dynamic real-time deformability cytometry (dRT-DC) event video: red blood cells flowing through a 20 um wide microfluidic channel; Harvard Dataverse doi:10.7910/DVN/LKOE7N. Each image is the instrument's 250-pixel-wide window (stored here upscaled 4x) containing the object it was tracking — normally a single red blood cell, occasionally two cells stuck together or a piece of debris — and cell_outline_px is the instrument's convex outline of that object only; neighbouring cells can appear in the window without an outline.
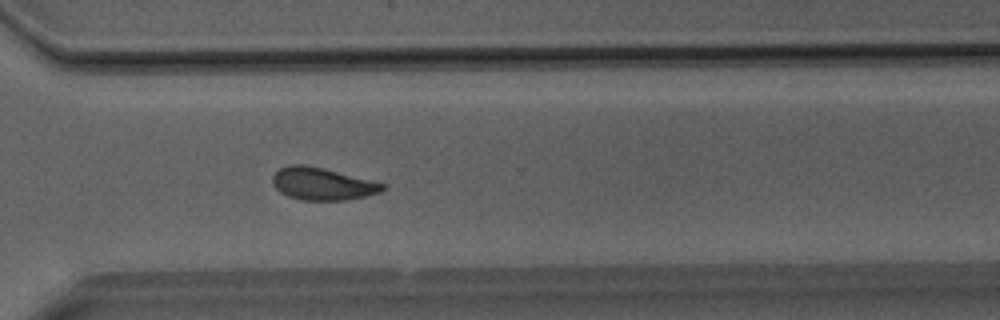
{"species": "Egyptian fruit bat (a non-hibernating species)", "species_latin": "Rousettus aegyptiacus", "temperature_condition": "room temperature", "stored_images_in_passage": 42, "camera_frame_rate_fps": 3000, "um_per_image_px": 0.085, "animal": {"sex": "male"}, "frame": {"image": 1, "passage_image": 30, "time_ms": 9.667, "image_size_px": [1000, 320], "cell_outline_px": [[384, 188], [380, 192], [348, 200], [300, 200], [288, 196], [280, 192], [272, 184], [272, 176], [280, 168], [288, 164], [304, 164], [384, 184]], "centroid_in_image_um": [27.31, 15.64], "position_along_channel_um": 343.3, "area_um2": 20.35}}
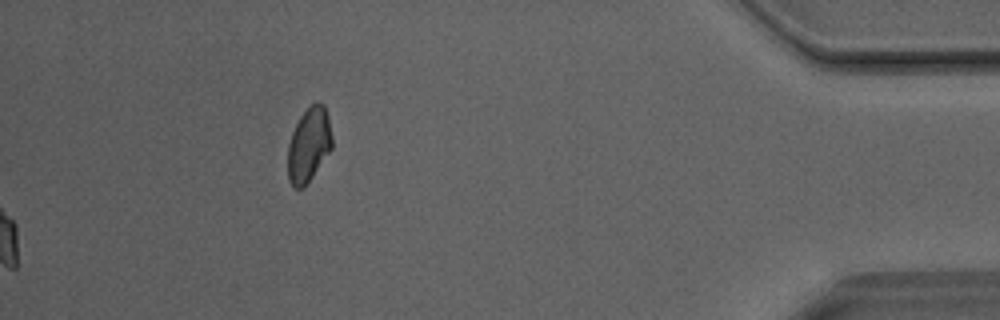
{"frame": {"image": 2, "passage_image": 42, "time_ms": 13.667, "image_size_px": [1000, 320], "cell_outline_px": [[332, 148], [312, 176], [300, 188], [292, 188], [288, 180], [288, 144], [292, 132], [300, 116], [316, 100], [324, 104], [328, 116], [332, 136]], "centroid_in_image_um": [26.25, 12.28], "position_along_channel_um": 409.0, "area_um2": 19.02}}